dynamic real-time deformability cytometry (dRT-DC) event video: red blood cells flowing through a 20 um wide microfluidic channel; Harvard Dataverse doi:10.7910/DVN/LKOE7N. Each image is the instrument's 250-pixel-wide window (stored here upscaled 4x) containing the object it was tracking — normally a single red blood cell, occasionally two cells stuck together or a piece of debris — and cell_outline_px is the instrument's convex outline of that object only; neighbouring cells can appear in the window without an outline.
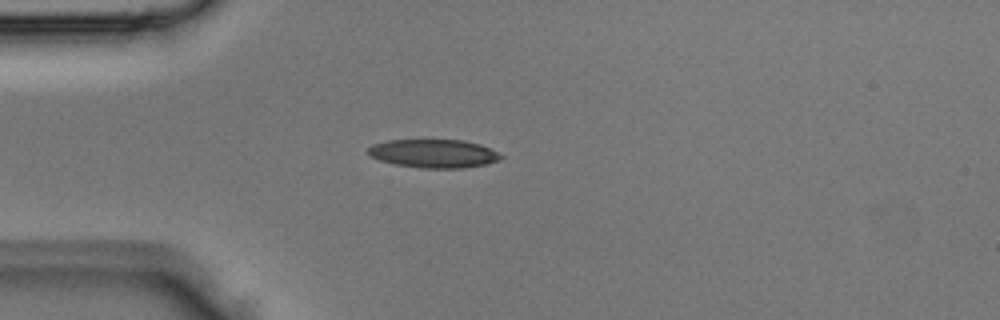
{"species": "Egyptian fruit bat (a non-hibernating species)", "species_latin": "Rousettus aegyptiacus", "temperature_condition": "room temperature", "stored_images_in_passage": 3, "camera_frame_rate_fps": 3000, "um_per_image_px": 0.085, "animal": {"sex": "male"}, "frame": {"image": 1, "passage_image": 3, "time_ms": 0.667, "image_size_px": [1000, 320], "cell_outline_px": [[504, 156], [500, 160], [488, 164], [464, 168], [420, 168], [396, 164], [380, 160], [368, 156], [368, 148], [372, 144], [388, 140], [464, 140], [480, 144]], "centroid_in_image_um": [36.86, 13.05], "position_along_channel_um": 48.1, "area_um2": 22.08}}